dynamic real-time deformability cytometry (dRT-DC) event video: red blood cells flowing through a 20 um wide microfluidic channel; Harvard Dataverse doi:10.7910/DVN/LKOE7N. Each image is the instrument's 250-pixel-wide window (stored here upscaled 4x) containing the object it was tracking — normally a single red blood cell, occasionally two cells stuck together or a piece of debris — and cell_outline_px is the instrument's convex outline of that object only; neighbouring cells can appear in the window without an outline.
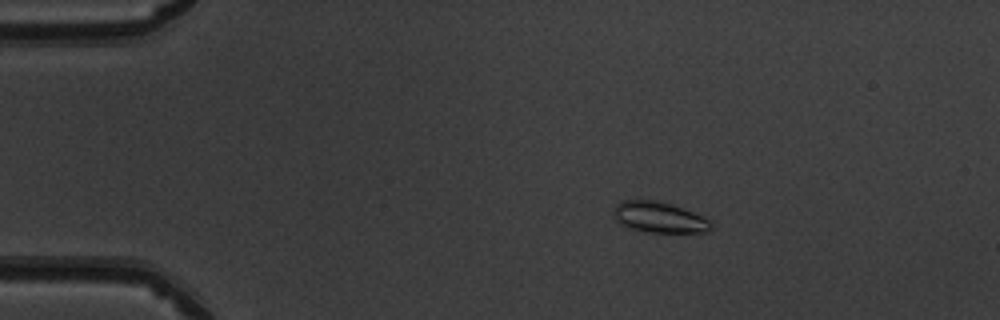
{"species": "common noctule bat (a hibernating species)", "species_latin": "Nyctalus noctula", "temperature_condition": "warm", "stored_images_in_passage": 51, "camera_frame_rate_fps": 3000, "um_per_image_px": 0.085, "animal": {"sex": "male", "body_mass_g": 19.5, "forearm_length_mm": 54.6}, "frame": {"image": 1, "passage_image": 10, "time_ms": 3.0, "image_size_px": [1000, 320], "cell_outline_px": [[712, 228], [704, 232], [652, 232], [632, 228], [620, 224], [616, 220], [616, 204], [620, 200], [656, 200], [672, 204], [692, 212], [708, 220], [712, 224]], "centroid_in_image_um": [56.03, 18.46], "position_along_channel_um": 29.0, "area_um2": 17.05}}
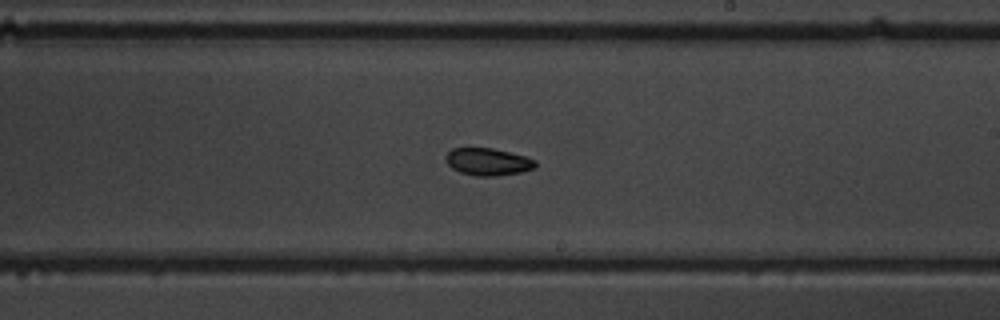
{"frame": {"image": 2, "passage_image": 31, "time_ms": 10.0, "image_size_px": [1000, 320], "cell_outline_px": [[536, 168], [520, 172], [496, 176], [476, 176], [460, 172], [452, 168], [444, 160], [444, 156], [452, 148], [492, 148], [524, 156], [536, 160]], "centroid_in_image_um": [41.45, 13.75], "position_along_channel_um": 247.6, "area_um2": 14.28}}
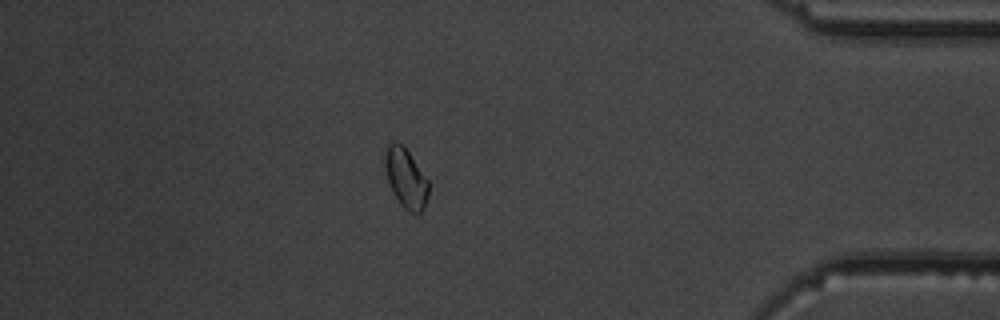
{"frame": {"image": 3, "passage_image": 45, "time_ms": 14.667, "image_size_px": [1000, 320], "cell_outline_px": [[428, 196], [424, 208], [420, 212], [412, 212], [404, 208], [400, 204], [388, 180], [384, 168], [384, 152], [388, 144], [392, 140], [396, 140], [404, 144], [428, 180]], "centroid_in_image_um": [34.48, 15.06], "position_along_channel_um": 400.7, "area_um2": 15.2}, "authors_computed_cell_mechanics": {"area_um2": 15.0858, "velocity_mm_per_s": 4.0306, "shape_relaxation_time_tau1_ms": 1.7952, "shape_relaxation_time_tau2_ms": null, "deformation_change_tau1": 0.0579, "deformation_change_tau2": null}}